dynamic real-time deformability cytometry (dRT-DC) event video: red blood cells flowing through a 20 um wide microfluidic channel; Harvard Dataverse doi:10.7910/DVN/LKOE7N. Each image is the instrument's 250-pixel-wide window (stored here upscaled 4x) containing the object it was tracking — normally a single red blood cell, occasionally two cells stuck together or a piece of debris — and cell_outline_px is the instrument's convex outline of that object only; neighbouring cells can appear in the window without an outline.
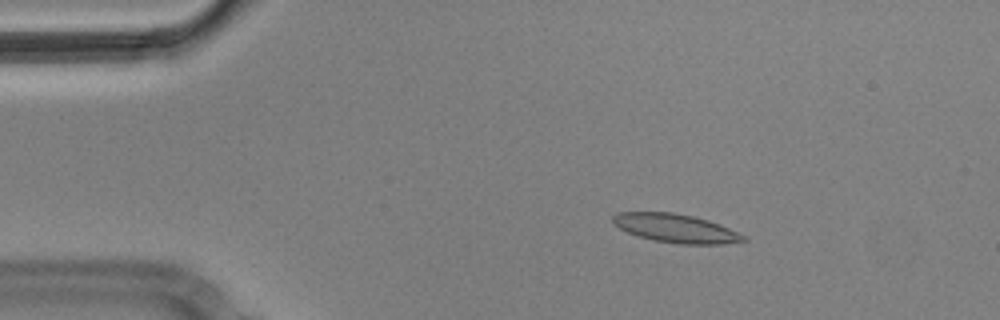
{"species": "Egyptian fruit bat (a non-hibernating species)", "species_latin": "Rousettus aegyptiacus", "temperature_condition": "cold", "stored_images_in_passage": 10, "camera_frame_rate_fps": 3000, "um_per_image_px": 0.085, "animal": {"sex": "male"}, "frame": {"image": 1, "passage_image": 2, "time_ms": 0.333, "image_size_px": [1000, 320], "cell_outline_px": [[748, 240], [720, 244], [680, 244], [652, 240], [628, 232], [620, 228], [612, 220], [612, 216], [616, 212], [672, 212], [692, 216], [708, 220], [720, 224], [748, 236]], "centroid_in_image_um": [57.48, 19.4], "position_along_channel_um": 27.5, "area_um2": 21.73}}
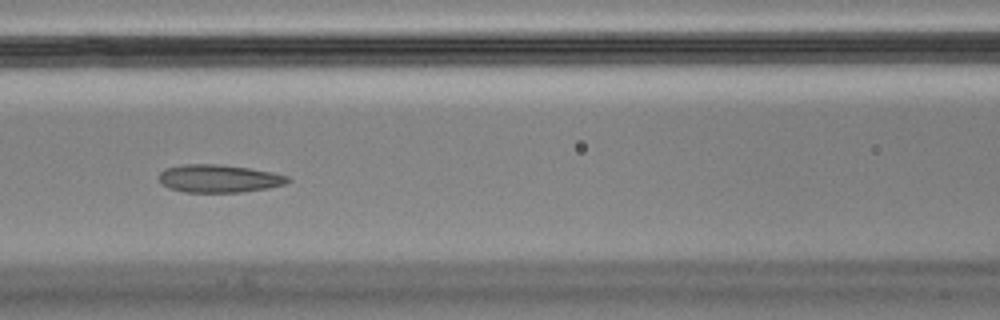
{"frame": {"image": 2, "passage_image": 6, "time_ms": 1.667, "image_size_px": [1000, 320], "cell_outline_px": [[292, 180], [284, 184], [268, 188], [240, 192], [184, 192], [168, 188], [156, 176], [164, 168], [180, 164], [220, 164], [248, 168], [272, 172], [288, 176]], "centroid_in_image_um": [18.57, 15.17], "position_along_channel_um": 148.0, "area_um2": 21.04}}
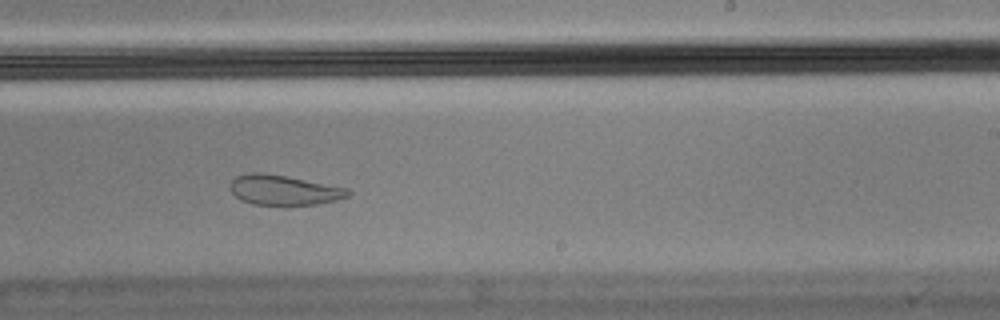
{"frame": {"image": 3, "passage_image": 9, "time_ms": 2.667, "image_size_px": [1000, 320], "cell_outline_px": [[352, 192], [348, 196], [336, 200], [316, 204], [284, 208], [252, 204], [240, 200], [228, 188], [232, 180], [236, 176], [252, 172], [260, 172], [284, 176], [348, 188]], "centroid_in_image_um": [24.1, 16.21], "position_along_channel_um": 264.9, "area_um2": 21.21}}